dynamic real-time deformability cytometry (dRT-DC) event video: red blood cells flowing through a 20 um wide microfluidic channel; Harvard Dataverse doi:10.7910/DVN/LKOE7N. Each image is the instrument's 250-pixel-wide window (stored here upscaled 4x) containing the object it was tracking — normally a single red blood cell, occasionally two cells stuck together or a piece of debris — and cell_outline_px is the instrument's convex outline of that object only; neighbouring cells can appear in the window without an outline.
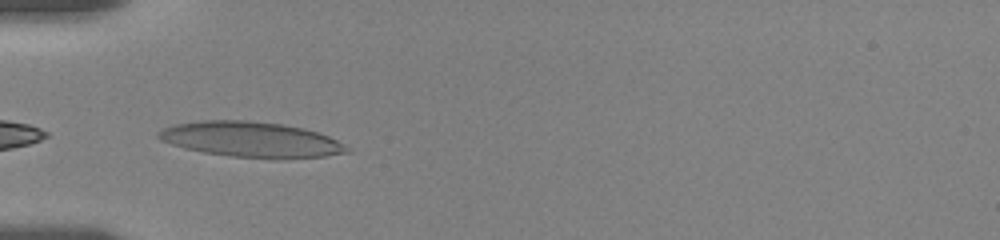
{"species": "human", "species_latin": "Homo sapiens", "temperature_condition": "room temperature", "stored_images_in_passage": 39, "camera_frame_rate_fps": 3000, "um_per_image_px": 0.085, "donor": {"sex": "female"}, "frame": {"image": 1, "passage_image": 1, "time_ms": 0.0, "image_size_px": [1000, 240], "cell_outline_px": [[352, 152], [324, 156], [232, 156], [204, 152], [184, 148], [160, 140], [156, 136], [156, 132], [164, 128], [176, 124], [204, 120], [244, 120], [284, 124], [304, 128], [320, 132], [352, 148]], "centroid_in_image_um": [21.32, 11.82], "position_along_channel_um": 63.7, "area_um2": 37.97}}
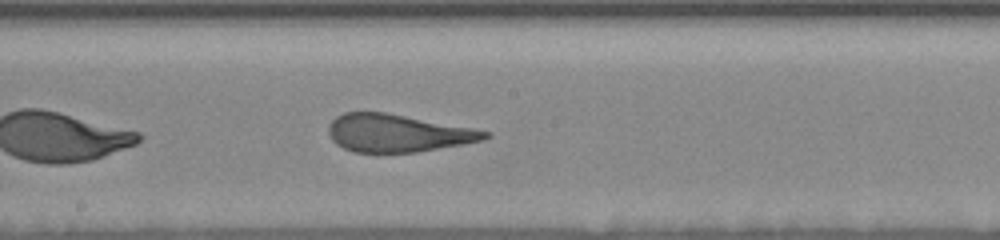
{"frame": {"image": 2, "passage_image": 14, "time_ms": 4.333, "image_size_px": [1000, 240], "cell_outline_px": [[492, 136], [484, 140], [416, 152], [356, 152], [344, 148], [336, 144], [332, 140], [328, 132], [328, 124], [336, 116], [344, 112], [384, 112], [472, 128], [492, 132]], "centroid_in_image_um": [33.78, 11.31], "position_along_channel_um": 214.4, "area_um2": 34.1}}
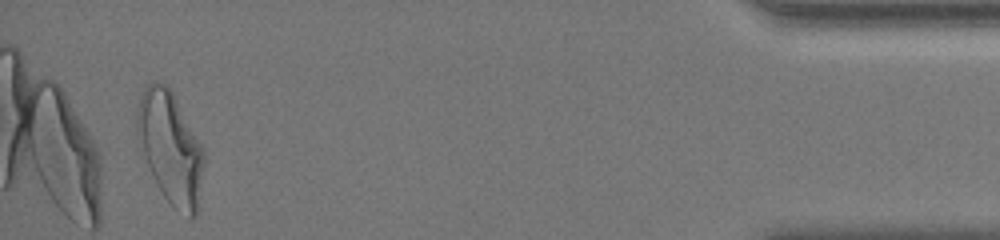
{"frame": {"image": 3, "passage_image": 37, "time_ms": 12.0, "image_size_px": [1000, 240], "cell_outline_px": [[204, 164], [196, 216], [188, 216], [176, 208], [164, 196], [152, 176], [148, 168], [136, 140], [136, 116], [140, 100], [144, 88], [148, 84], [168, 84], [204, 148]], "centroid_in_image_um": [14.47, 12.54], "position_along_channel_um": 420.7, "area_um2": 43.18}, "authors_computed_cell_mechanics": {"area_um2": 35.8938, "velocity_mm_per_s": 3.5438, "shape_relaxation_time_tau1_ms": 4.8394, "shape_relaxation_time_tau2_ms": 1.0273, "deformation_change_tau1": 0.2049, "deformation_change_tau2": 0.1095}}